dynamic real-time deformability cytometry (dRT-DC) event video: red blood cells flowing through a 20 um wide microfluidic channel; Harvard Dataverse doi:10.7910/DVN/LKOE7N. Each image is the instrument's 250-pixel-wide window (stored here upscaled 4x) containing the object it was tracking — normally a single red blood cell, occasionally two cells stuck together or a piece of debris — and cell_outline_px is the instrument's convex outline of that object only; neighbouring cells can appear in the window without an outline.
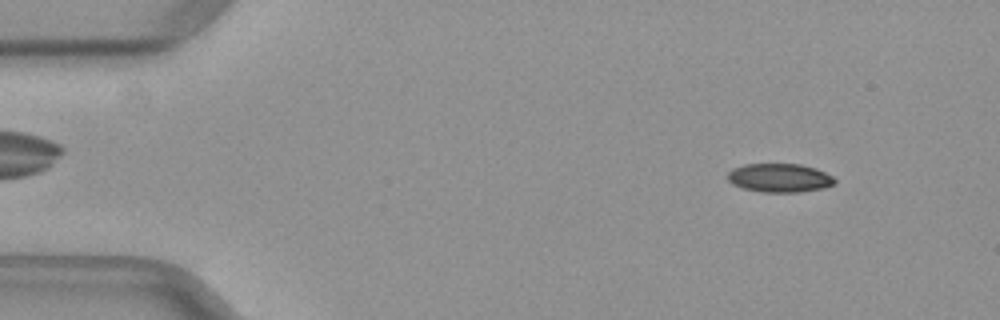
{"species": "common noctule bat (a hibernating species)", "species_latin": "Nyctalus noctula", "temperature_condition": "warm", "stored_images_in_passage": 51, "camera_frame_rate_fps": 3000, "um_per_image_px": 0.085, "animal": {"sex": "female", "body_mass_g": 29.2, "forearm_length_mm": 56.3}, "frame": {"image": 1, "passage_image": 6, "time_ms": 1.667, "image_size_px": [1000, 320], "cell_outline_px": [[836, 180], [832, 184], [824, 188], [796, 192], [760, 192], [744, 188], [732, 184], [728, 180], [728, 172], [732, 168], [744, 164], [800, 164], [816, 168], [832, 176]], "centroid_in_image_um": [66.24, 15.11], "position_along_channel_um": 18.8, "area_um2": 17.86}}
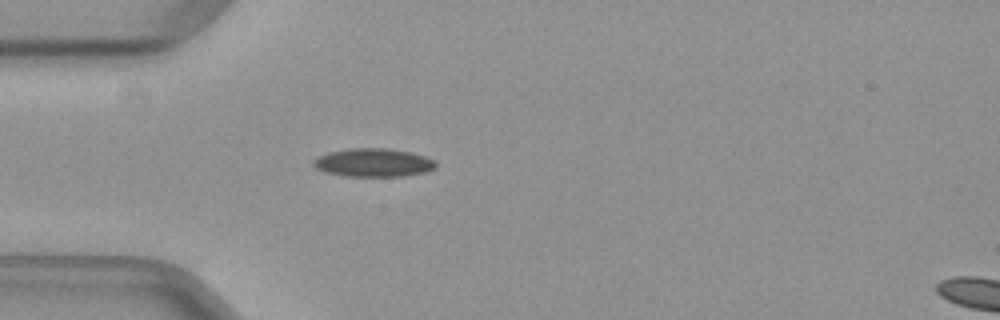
{"frame": {"image": 2, "passage_image": 15, "time_ms": 4.667, "image_size_px": [1000, 320], "cell_outline_px": [[436, 168], [424, 172], [404, 176], [344, 176], [324, 172], [316, 168], [312, 164], [320, 156], [328, 152], [352, 148], [388, 148], [412, 152], [424, 156], [432, 160], [436, 164]], "centroid_in_image_um": [31.74, 13.82], "position_along_channel_um": 53.3, "area_um2": 20.11}}
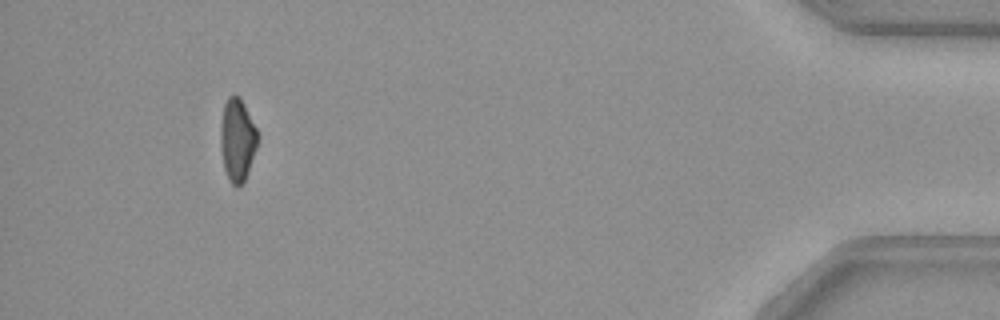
{"frame": {"image": 3, "passage_image": 47, "time_ms": 15.333, "image_size_px": [1000, 320], "cell_outline_px": [[256, 148], [248, 172], [244, 180], [236, 188], [228, 180], [224, 168], [220, 148], [220, 128], [224, 104], [228, 96], [240, 96], [256, 128]], "centroid_in_image_um": [20.14, 11.9], "position_along_channel_um": 415.1, "area_um2": 17.69}}